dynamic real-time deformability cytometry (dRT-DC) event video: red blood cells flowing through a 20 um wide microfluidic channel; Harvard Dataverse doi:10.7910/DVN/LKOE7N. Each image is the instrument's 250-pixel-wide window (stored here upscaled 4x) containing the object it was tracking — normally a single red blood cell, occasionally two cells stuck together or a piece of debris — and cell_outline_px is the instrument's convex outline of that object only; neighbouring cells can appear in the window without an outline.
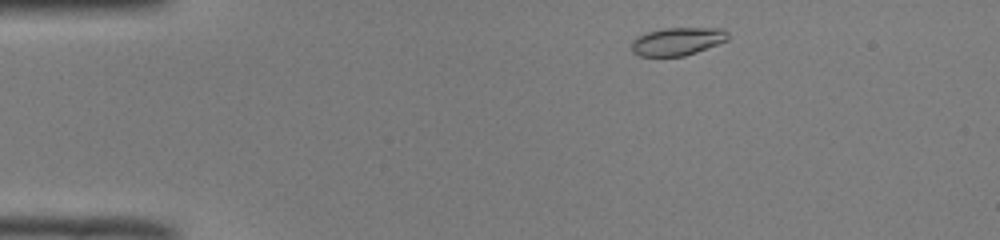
{"species": "common noctule bat (a hibernating species)", "species_latin": "Nyctalus noctula", "temperature_condition": "room temperature", "stored_images_in_passage": 44, "camera_frame_rate_fps": 3000, "um_per_image_px": 0.085, "animal": {"sex": "male", "body_mass_g": 19.0, "forearm_length_mm": 50.8}, "frame": {"image": 1, "passage_image": 2, "time_ms": 0.333, "image_size_px": [1000, 240], "cell_outline_px": [[728, 40], [696, 52], [684, 56], [640, 56], [632, 52], [632, 40], [636, 36], [648, 32], [664, 28], [724, 28], [728, 32]], "centroid_in_image_um": [57.58, 3.51], "position_along_channel_um": 27.4, "area_um2": 15.72}}
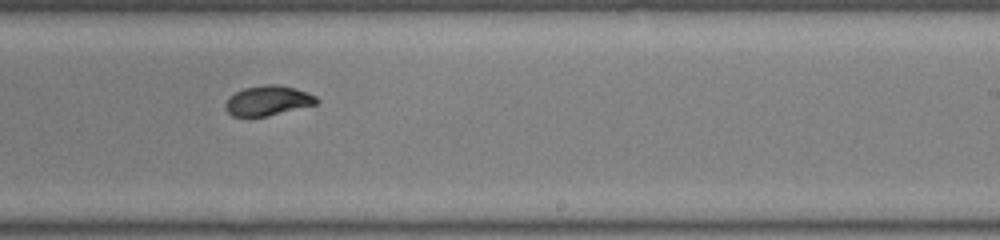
{"frame": {"image": 2, "passage_image": 25, "time_ms": 8.0, "image_size_px": [1000, 240], "cell_outline_px": [[320, 100], [316, 104], [268, 116], [248, 120], [232, 116], [224, 108], [224, 104], [236, 92], [244, 88], [264, 84], [276, 84], [308, 92], [316, 96]], "centroid_in_image_um": [22.73, 8.6], "position_along_channel_um": 266.3, "area_um2": 16.24}}
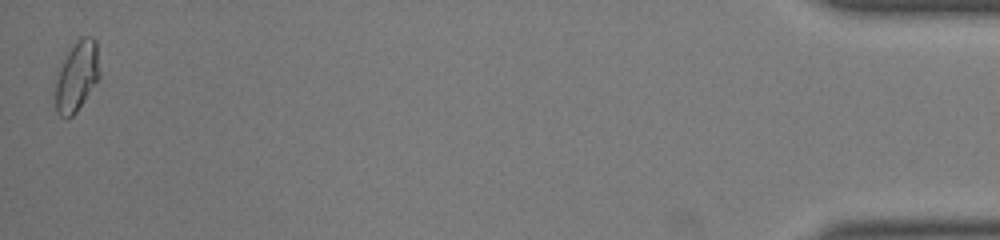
{"frame": {"image": 3, "passage_image": 44, "time_ms": 14.333, "image_size_px": [1000, 240], "cell_outline_px": [[100, 76], [76, 112], [72, 116], [60, 116], [56, 112], [56, 80], [60, 68], [68, 52], [80, 36], [92, 36], [96, 40], [100, 72]], "centroid_in_image_um": [6.55, 6.45], "position_along_channel_um": 428.6, "area_um2": 17.69}, "authors_computed_cell_mechanics": {"area_um2": 16.2707, "velocity_mm_per_s": 3.9811, "shape_relaxation_time_tau1_ms": 3.8374, "shape_relaxation_time_tau2_ms": 0.7626, "deformation_change_tau1": 0.1305, "deformation_change_tau2": 0.0452}}